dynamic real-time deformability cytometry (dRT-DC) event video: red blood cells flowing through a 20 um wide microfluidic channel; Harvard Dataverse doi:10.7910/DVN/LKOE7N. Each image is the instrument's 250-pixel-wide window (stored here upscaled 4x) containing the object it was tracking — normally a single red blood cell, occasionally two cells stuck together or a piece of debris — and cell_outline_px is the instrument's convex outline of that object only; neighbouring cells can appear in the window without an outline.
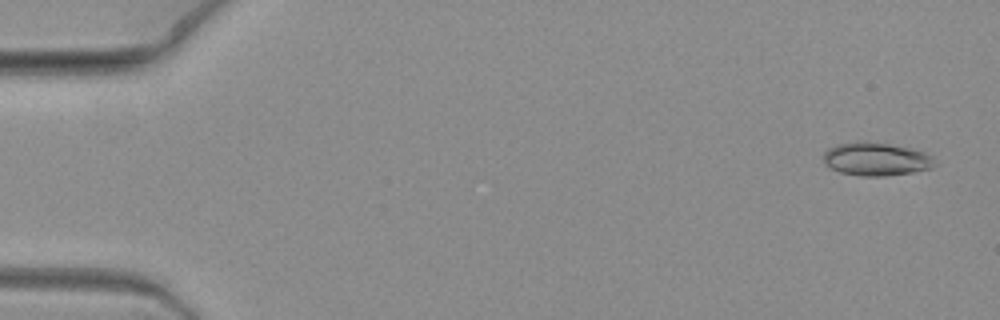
{"species": "common noctule bat (a hibernating species)", "species_latin": "Nyctalus noctula", "temperature_condition": "warm", "stored_images_in_passage": 6, "camera_frame_rate_fps": 3000, "um_per_image_px": 0.085, "animal": {"sex": "female", "body_mass_g": 19.3, "forearm_length_mm": 54.1}, "frame": {"image": 1, "passage_image": 1, "time_ms": 0.0, "image_size_px": [1000, 320], "cell_outline_px": [[936, 164], [932, 168], [912, 172], [884, 176], [860, 176], [840, 172], [824, 164], [824, 152], [828, 148], [836, 144], [856, 140], [864, 140], [912, 148], [924, 152], [932, 156]], "centroid_in_image_um": [74.45, 13.5], "position_along_channel_um": 10.5, "area_um2": 21.79}}